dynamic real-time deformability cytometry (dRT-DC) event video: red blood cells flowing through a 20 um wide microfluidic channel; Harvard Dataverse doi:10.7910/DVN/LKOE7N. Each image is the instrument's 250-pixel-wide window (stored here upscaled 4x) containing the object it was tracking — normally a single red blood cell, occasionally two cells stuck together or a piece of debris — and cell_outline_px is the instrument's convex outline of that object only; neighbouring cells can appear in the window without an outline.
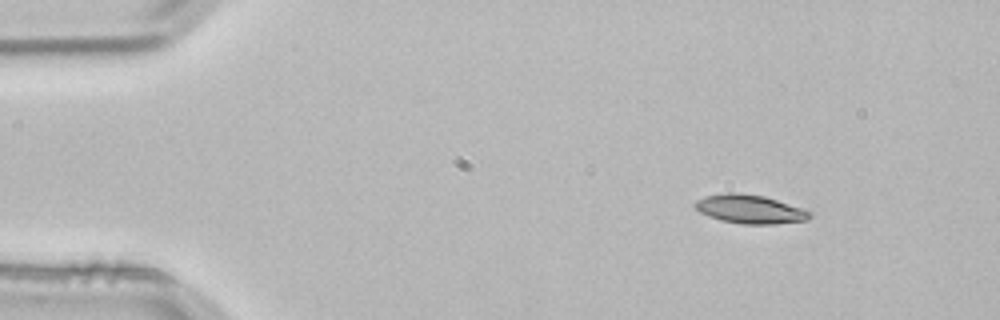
{"species": "common noctule bat (a hibernating species)", "species_latin": "Nyctalus noctula", "temperature_condition": "room temperature", "stored_images_in_passage": 3, "camera_frame_rate_fps": 3000, "um_per_image_px": 0.085, "animal": {"sex": "male", "body_mass_g": 21.5, "forearm_length_mm": 52.0}, "frame": {"image": 1, "passage_image": 1, "time_ms": 0.0, "image_size_px": [1000, 320], "cell_outline_px": [[812, 216], [808, 220], [776, 224], [744, 224], [720, 220], [708, 216], [700, 212], [692, 204], [696, 200], [704, 196], [724, 192], [740, 192], [764, 196], [812, 212]], "centroid_in_image_um": [63.7, 17.77], "position_along_channel_um": 21.3, "area_um2": 19.31}}
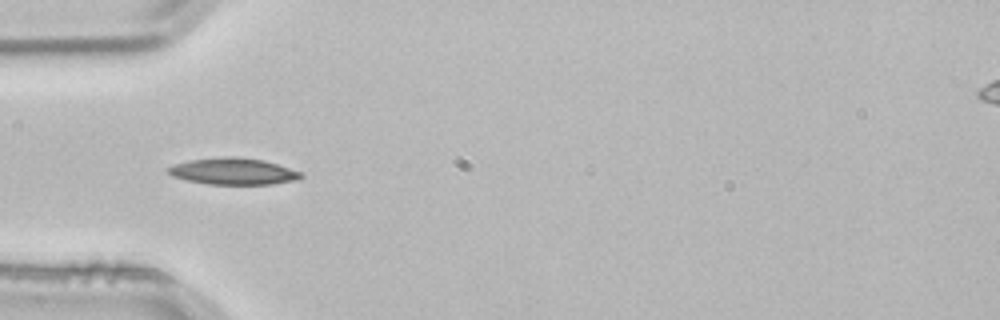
{"frame": {"image": 2, "passage_image": 3, "time_ms": 0.667, "image_size_px": [1000, 320], "cell_outline_px": [[304, 176], [300, 180], [272, 184], [208, 184], [188, 180], [172, 176], [164, 172], [164, 168], [172, 164], [192, 160], [224, 156], [232, 156], [264, 160], [300, 172]], "centroid_in_image_um": [19.78, 14.56], "position_along_channel_um": 65.2, "area_um2": 20.69}}